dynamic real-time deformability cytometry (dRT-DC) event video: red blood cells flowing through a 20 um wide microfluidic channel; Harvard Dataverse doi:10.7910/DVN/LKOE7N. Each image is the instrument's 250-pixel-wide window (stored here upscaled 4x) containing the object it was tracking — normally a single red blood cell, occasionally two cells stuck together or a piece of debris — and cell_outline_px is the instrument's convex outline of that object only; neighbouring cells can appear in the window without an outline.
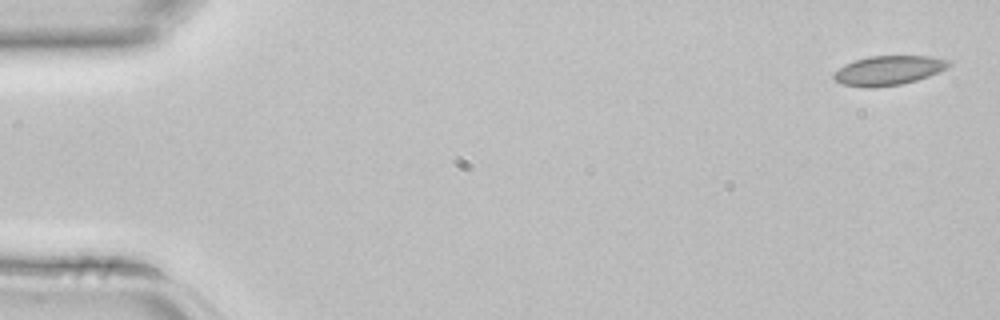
{"species": "common noctule bat (a hibernating species)", "species_latin": "Nyctalus noctula", "temperature_condition": "room temperature", "stored_images_in_passage": 4, "camera_frame_rate_fps": 3000, "um_per_image_px": 0.085, "animal": {"sex": "female", "body_mass_g": 22.7, "forearm_length_mm": 54.2}, "frame": {"image": 1, "passage_image": 1, "time_ms": 0.0, "image_size_px": [1000, 320], "cell_outline_px": [[952, 64], [948, 68], [928, 76], [916, 80], [900, 84], [872, 88], [864, 88], [840, 84], [832, 76], [832, 72], [844, 64], [868, 56], [928, 56], [948, 60]], "centroid_in_image_um": [75.47, 5.99], "position_along_channel_um": 9.5, "area_um2": 19.83}}
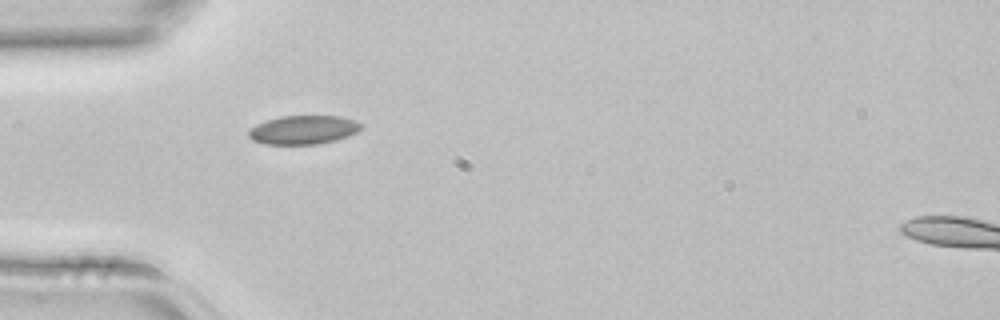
{"frame": {"image": 2, "passage_image": 4, "time_ms": 1.0, "image_size_px": [1000, 320], "cell_outline_px": [[364, 124], [356, 132], [348, 136], [336, 140], [316, 144], [264, 144], [252, 140], [248, 136], [248, 128], [256, 124], [280, 116], [340, 116], [356, 120]], "centroid_in_image_um": [25.77, 11.03], "position_along_channel_um": 59.2, "area_um2": 18.96}}